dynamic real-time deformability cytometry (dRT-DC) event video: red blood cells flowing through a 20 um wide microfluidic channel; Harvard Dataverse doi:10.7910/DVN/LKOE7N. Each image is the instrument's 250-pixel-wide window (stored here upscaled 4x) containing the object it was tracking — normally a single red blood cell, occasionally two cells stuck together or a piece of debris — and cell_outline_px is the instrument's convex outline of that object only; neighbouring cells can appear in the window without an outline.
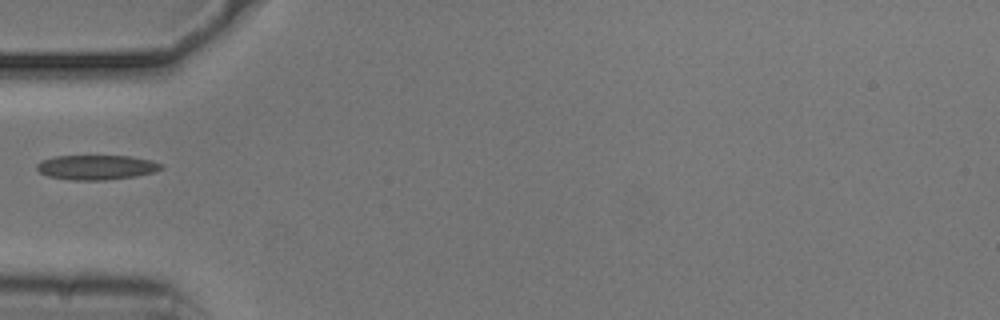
{"species": "common noctule bat (a hibernating species)", "species_latin": "Nyctalus noctula", "temperature_condition": "cold", "stored_images_in_passage": 33, "camera_frame_rate_fps": 3000, "um_per_image_px": 0.085, "animal": {"sex": "male", "body_mass_g": 20.5, "forearm_length_mm": 52.5}, "frame": {"image": 1, "passage_image": 1, "time_ms": 0.0, "image_size_px": [1000, 320], "cell_outline_px": [[164, 168], [156, 172], [136, 176], [104, 180], [72, 180], [48, 176], [40, 172], [36, 168], [36, 164], [40, 160], [56, 156], [128, 156], [152, 160], [164, 164]], "centroid_in_image_um": [8.23, 14.22], "position_along_channel_um": 76.8, "area_um2": 18.03}}
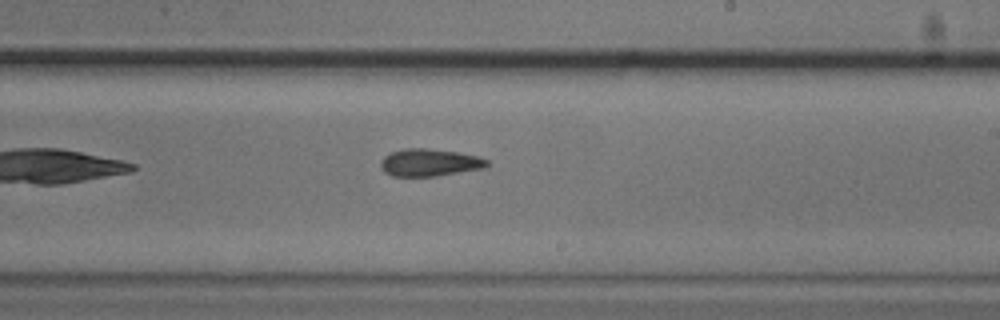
{"frame": {"image": 2, "passage_image": 15, "time_ms": 4.667, "image_size_px": [1000, 320], "cell_outline_px": [[488, 164], [484, 168], [436, 176], [392, 176], [384, 172], [380, 168], [380, 164], [384, 156], [392, 152], [404, 148], [428, 148], [456, 152], [480, 156], [488, 160]], "centroid_in_image_um": [36.5, 13.81], "position_along_channel_um": 252.5, "area_um2": 16.99}}
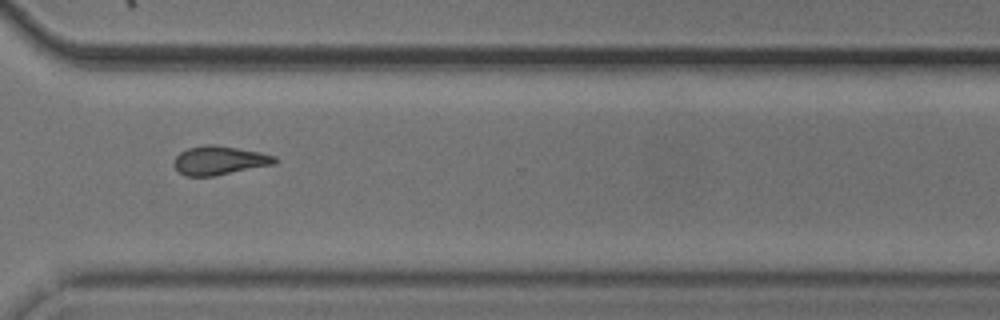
{"frame": {"image": 3, "passage_image": 23, "time_ms": 7.333, "image_size_px": [1000, 320], "cell_outline_px": [[276, 164], [216, 176], [184, 176], [172, 164], [176, 156], [180, 152], [188, 148], [208, 144], [212, 144], [260, 152], [276, 156]], "centroid_in_image_um": [18.65, 13.65], "position_along_channel_um": 352.0, "area_um2": 16.99}}